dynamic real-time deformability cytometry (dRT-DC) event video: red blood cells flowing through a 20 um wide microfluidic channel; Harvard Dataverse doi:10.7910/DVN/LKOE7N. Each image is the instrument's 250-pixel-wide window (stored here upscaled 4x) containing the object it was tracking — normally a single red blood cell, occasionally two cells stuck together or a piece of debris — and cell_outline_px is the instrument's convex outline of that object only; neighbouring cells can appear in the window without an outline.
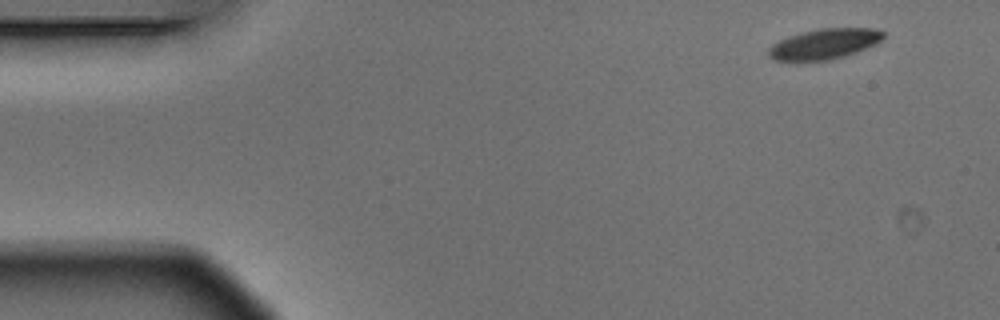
{"species": "Egyptian fruit bat (a non-hibernating species)", "species_latin": "Rousettus aegyptiacus", "temperature_condition": "warm", "stored_images_in_passage": 4, "camera_frame_rate_fps": 3000, "um_per_image_px": 0.085, "animal": {"sex": "male"}, "frame": {"image": 1, "passage_image": 1, "time_ms": 0.0, "image_size_px": [1000, 320], "cell_outline_px": [[884, 36], [876, 44], [856, 52], [844, 56], [828, 60], [796, 64], [776, 60], [768, 56], [768, 48], [772, 44], [788, 36], [800, 32], [820, 28], [876, 28], [884, 32]], "centroid_in_image_um": [70.0, 3.77], "position_along_channel_um": 15.0, "area_um2": 20.98}}
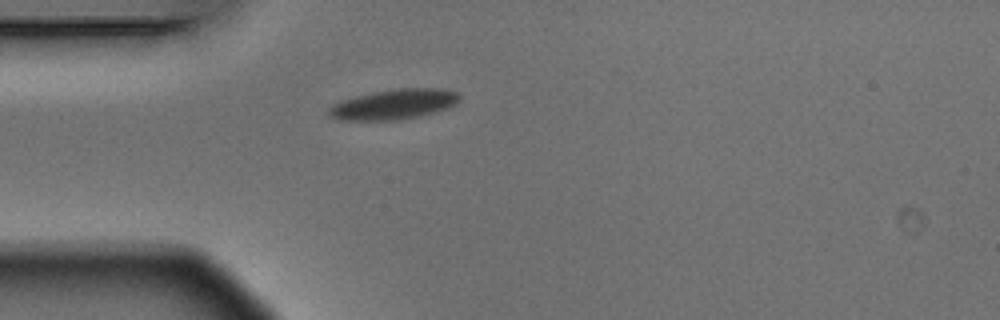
{"frame": {"image": 2, "passage_image": 4, "time_ms": 1.0, "image_size_px": [1000, 320], "cell_outline_px": [[460, 100], [456, 104], [448, 108], [416, 116], [396, 120], [344, 120], [328, 116], [328, 108], [332, 104], [340, 100], [372, 92], [400, 88], [444, 88], [460, 92]], "centroid_in_image_um": [33.49, 8.85], "position_along_channel_um": 51.5, "area_um2": 23.0}}